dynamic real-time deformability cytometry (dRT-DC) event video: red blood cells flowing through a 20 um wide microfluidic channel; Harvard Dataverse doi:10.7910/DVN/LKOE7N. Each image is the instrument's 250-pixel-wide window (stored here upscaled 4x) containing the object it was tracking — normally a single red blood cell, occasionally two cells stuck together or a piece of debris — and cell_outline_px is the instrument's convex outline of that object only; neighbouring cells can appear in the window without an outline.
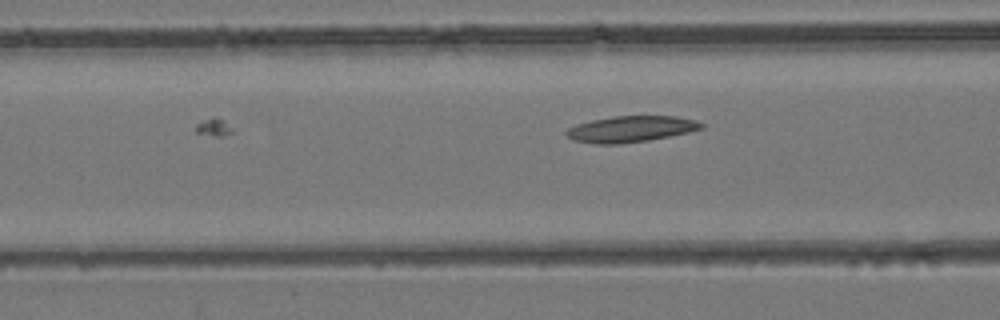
{"species": "common noctule bat (a hibernating species)", "species_latin": "Nyctalus noctula", "temperature_condition": "room temperature", "stored_images_in_passage": 10, "camera_frame_rate_fps": 3000, "um_per_image_px": 0.085, "animal": {"sex": "female", "body_mass_g": 24.6, "forearm_length_mm": 56.2}, "frame": {"image": 1, "passage_image": 10, "time_ms": 3.0, "image_size_px": [1000, 320], "cell_outline_px": [[704, 128], [688, 132], [648, 140], [620, 144], [592, 144], [576, 140], [568, 136], [564, 132], [568, 128], [576, 124], [592, 120], [616, 116], [676, 116], [696, 120], [704, 124]], "centroid_in_image_um": [53.62, 10.96], "position_along_channel_um": 113.0, "area_um2": 20.46}}